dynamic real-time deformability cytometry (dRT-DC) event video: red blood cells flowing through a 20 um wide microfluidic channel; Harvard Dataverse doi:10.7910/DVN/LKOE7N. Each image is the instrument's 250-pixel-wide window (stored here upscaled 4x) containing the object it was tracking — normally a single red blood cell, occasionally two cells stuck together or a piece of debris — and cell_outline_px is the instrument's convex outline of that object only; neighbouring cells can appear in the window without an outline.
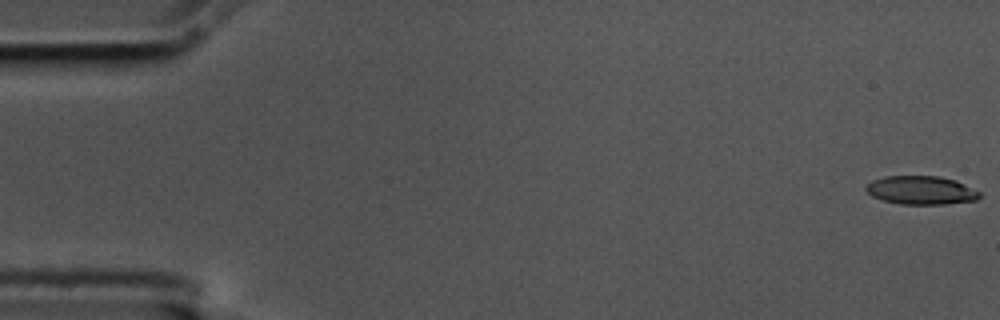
{"species": "common noctule bat (a hibernating species)", "species_latin": "Nyctalus noctula", "temperature_condition": "cold", "stored_images_in_passage": 5, "camera_frame_rate_fps": 3000, "um_per_image_px": 0.085, "animal": {"sex": "male", "body_mass_g": 17.5, "forearm_length_mm": 52.3}, "frame": {"image": 1, "passage_image": 1, "time_ms": 0.0, "image_size_px": [1000, 320], "cell_outline_px": [[980, 196], [976, 200], [944, 204], [900, 204], [884, 200], [872, 196], [864, 188], [872, 180], [884, 176], [940, 176], [956, 180], [980, 192]], "centroid_in_image_um": [78.29, 16.16], "position_along_channel_um": 6.7, "area_um2": 18.79}}
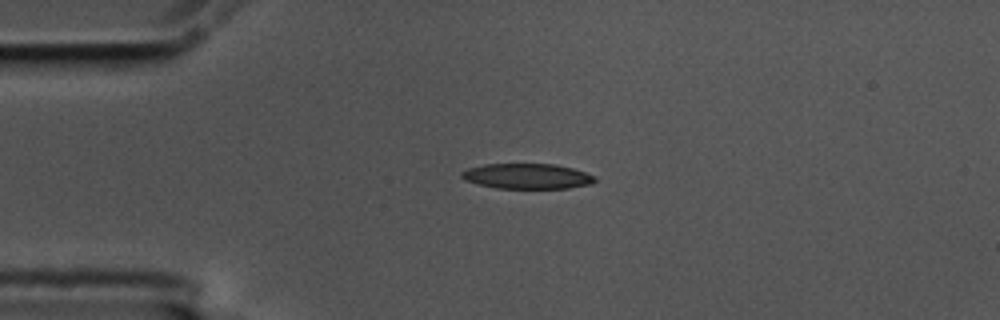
{"frame": {"image": 2, "passage_image": 4, "time_ms": 1.0, "image_size_px": [1000, 320], "cell_outline_px": [[596, 180], [592, 184], [568, 188], [496, 188], [464, 180], [460, 176], [460, 172], [468, 168], [484, 164], [556, 164], [572, 168], [584, 172], [592, 176]], "centroid_in_image_um": [44.77, 14.97], "position_along_channel_um": 40.2, "area_um2": 19.54}}